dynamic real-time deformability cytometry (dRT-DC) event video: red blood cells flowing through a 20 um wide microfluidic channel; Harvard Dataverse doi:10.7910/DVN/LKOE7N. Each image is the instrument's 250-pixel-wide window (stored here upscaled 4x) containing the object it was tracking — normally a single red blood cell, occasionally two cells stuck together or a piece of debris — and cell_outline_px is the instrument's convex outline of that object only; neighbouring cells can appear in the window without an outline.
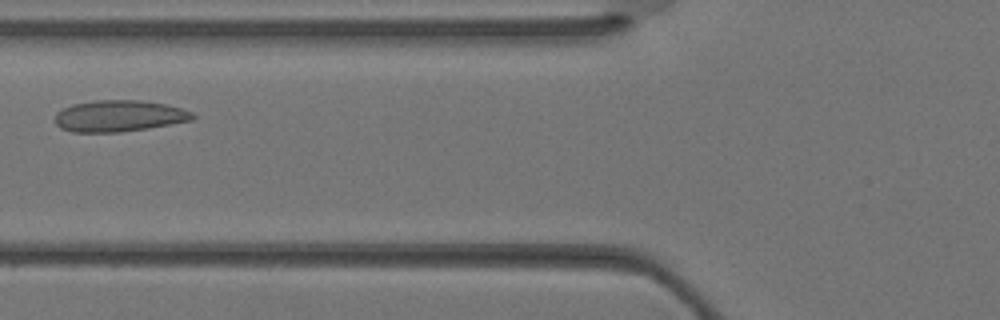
{"species": "Egyptian fruit bat (a non-hibernating species)", "species_latin": "Rousettus aegyptiacus", "temperature_condition": "warm", "stored_images_in_passage": 30, "camera_frame_rate_fps": 3000, "um_per_image_px": 0.085, "animal": {"sex": "female"}, "frame": {"image": 1, "passage_image": 8, "time_ms": 2.333, "image_size_px": [1000, 320], "cell_outline_px": [[196, 116], [192, 120], [148, 128], [120, 132], [72, 132], [60, 128], [56, 124], [56, 112], [72, 104], [96, 100], [140, 100], [164, 104], [180, 108], [192, 112]], "centroid_in_image_um": [10.1, 9.86], "position_along_channel_um": 115.7, "area_um2": 25.09}}
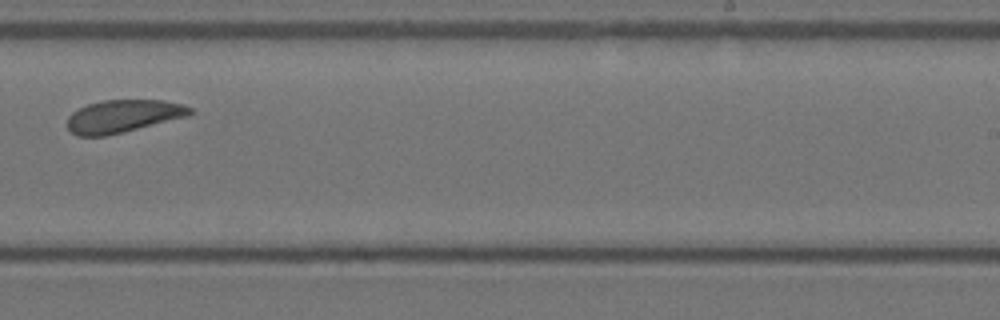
{"frame": {"image": 2, "passage_image": 17, "time_ms": 5.333, "image_size_px": [1000, 320], "cell_outline_px": [[192, 112], [188, 116], [104, 136], [76, 136], [68, 128], [68, 116], [72, 112], [88, 104], [104, 100], [164, 100], [180, 104], [192, 108]], "centroid_in_image_um": [10.44, 9.87], "position_along_channel_um": 278.6, "area_um2": 23.0}}
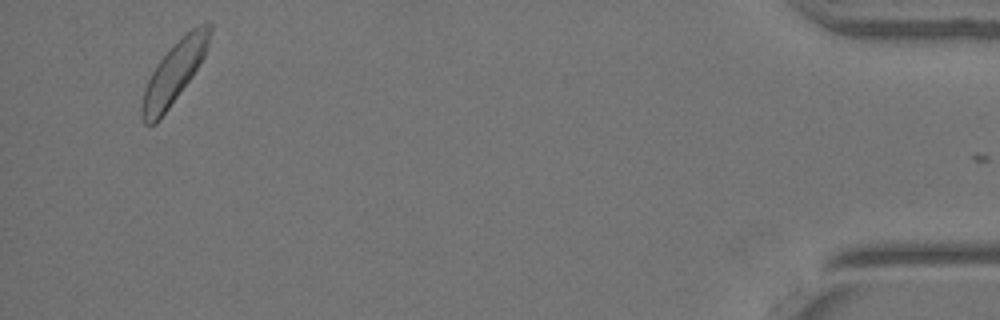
{"frame": {"image": 3, "passage_image": 29, "time_ms": 9.333, "image_size_px": [1000, 320], "cell_outline_px": [[212, 32], [204, 56], [192, 76], [160, 120], [156, 124], [144, 124], [140, 116], [140, 104], [144, 88], [156, 64], [192, 28], [208, 20], [212, 24]], "centroid_in_image_um": [14.78, 6.22], "position_along_channel_um": 420.4, "area_um2": 23.93}}